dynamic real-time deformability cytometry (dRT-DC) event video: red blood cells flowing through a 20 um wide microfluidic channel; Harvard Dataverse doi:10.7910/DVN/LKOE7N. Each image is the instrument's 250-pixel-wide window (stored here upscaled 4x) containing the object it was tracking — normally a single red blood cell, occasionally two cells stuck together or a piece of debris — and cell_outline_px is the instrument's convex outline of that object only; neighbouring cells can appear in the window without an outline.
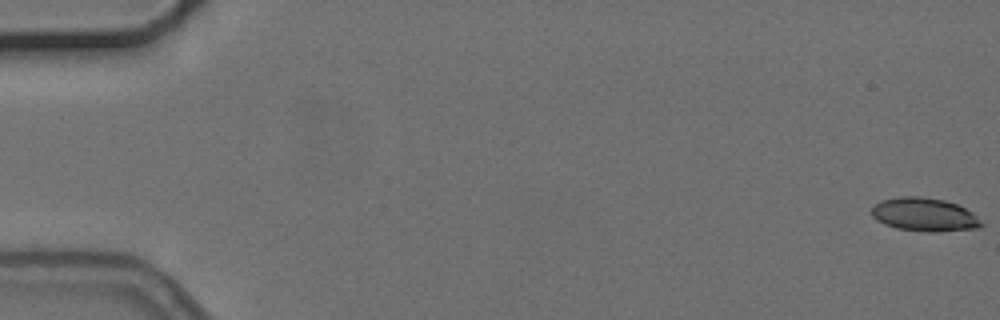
{"species": "common noctule bat (a hibernating species)", "species_latin": "Nyctalus noctula", "temperature_condition": "cold", "stored_images_in_passage": 9, "camera_frame_rate_fps": 3000, "um_per_image_px": 0.085, "animal": {"sex": "female", "body_mass_g": 24.6, "forearm_length_mm": 56.2}, "frame": {"image": 1, "passage_image": 1, "time_ms": 0.0, "image_size_px": [1000, 320], "cell_outline_px": [[984, 224], [976, 228], [940, 232], [928, 232], [896, 228], [884, 224], [876, 220], [872, 216], [872, 208], [880, 200], [900, 196], [920, 196], [944, 200], [956, 204], [972, 212]], "centroid_in_image_um": [78.55, 18.24], "position_along_channel_um": 6.4, "area_um2": 21.39}}
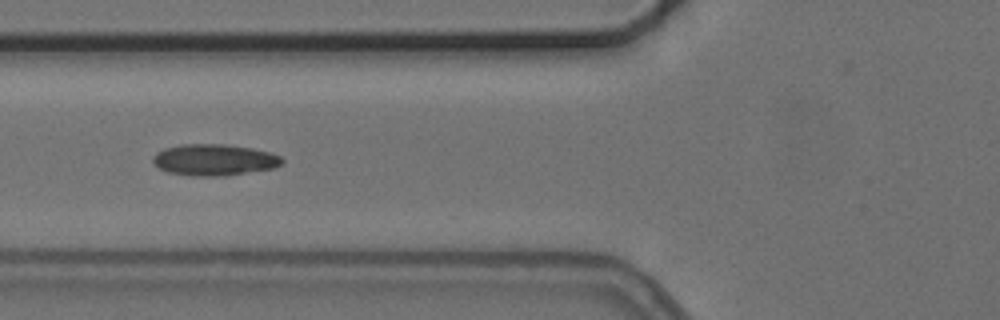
{"frame": {"image": 2, "passage_image": 7, "time_ms": 7.0, "image_size_px": [1000, 320], "cell_outline_px": [[284, 160], [276, 168], [224, 176], [192, 176], [168, 172], [160, 168], [152, 160], [152, 156], [156, 152], [164, 148], [180, 144], [224, 144], [252, 148], [268, 152], [280, 156]], "centroid_in_image_um": [18.2, 13.59], "position_along_channel_um": 107.6, "area_um2": 23.7}}
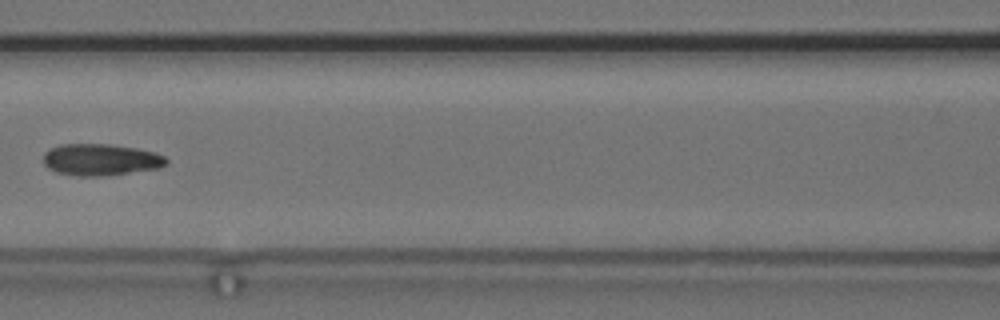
{"frame": {"image": 3, "passage_image": 8, "time_ms": 8.333, "image_size_px": [1000, 320], "cell_outline_px": [[168, 164], [160, 168], [104, 176], [76, 176], [56, 172], [48, 168], [44, 164], [44, 152], [48, 148], [60, 144], [108, 144], [136, 148], [156, 152], [164, 156], [168, 160]], "centroid_in_image_um": [8.56, 13.57], "position_along_channel_um": 158.0, "area_um2": 22.95}}